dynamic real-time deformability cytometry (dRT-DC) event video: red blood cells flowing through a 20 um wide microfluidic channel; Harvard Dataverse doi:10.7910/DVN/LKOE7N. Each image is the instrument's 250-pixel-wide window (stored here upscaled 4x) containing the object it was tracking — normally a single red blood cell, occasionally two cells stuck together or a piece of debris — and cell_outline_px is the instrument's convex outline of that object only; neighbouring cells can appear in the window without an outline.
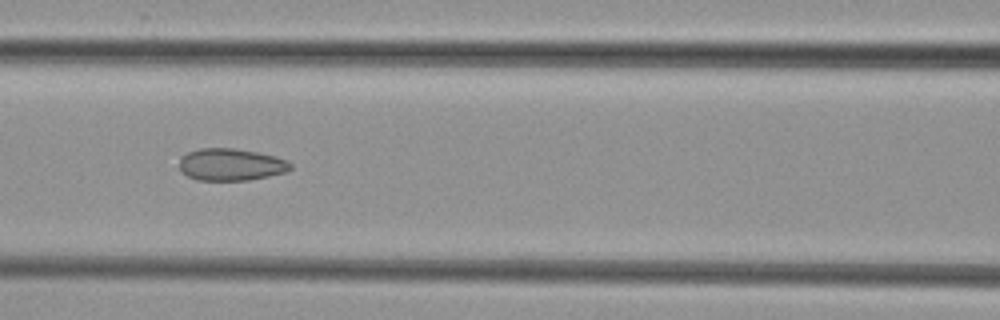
{"species": "common noctule bat (a hibernating species)", "species_latin": "Nyctalus noctula", "temperature_condition": "cold", "stored_images_in_passage": 7, "camera_frame_rate_fps": 3000, "um_per_image_px": 0.085, "animal": {"sex": "female", "body_mass_g": 29.2, "forearm_length_mm": 56.3}, "frame": {"image": 1, "passage_image": 6, "time_ms": 7.333, "image_size_px": [1000, 320], "cell_outline_px": [[292, 168], [284, 172], [268, 176], [248, 180], [196, 180], [180, 172], [180, 156], [188, 152], [200, 148], [232, 148], [256, 152], [276, 156], [288, 160], [292, 164]], "centroid_in_image_um": [19.61, 13.98], "position_along_channel_um": 147.0, "area_um2": 20.87}}
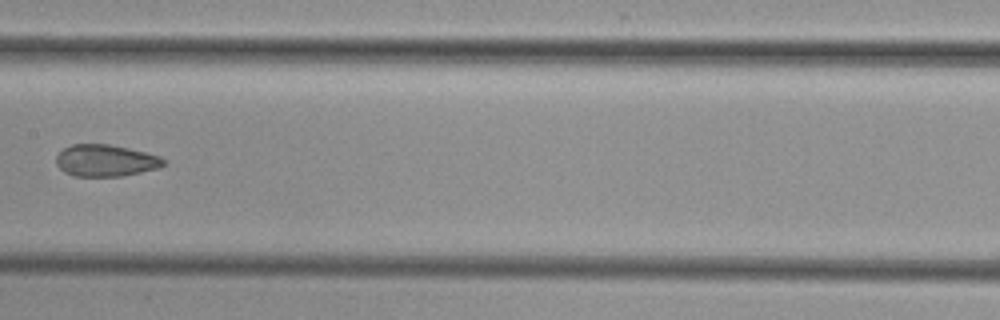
{"frame": {"image": 2, "passage_image": 7, "time_ms": 8.667, "image_size_px": [1000, 320], "cell_outline_px": [[164, 164], [160, 168], [120, 176], [72, 176], [64, 172], [56, 164], [56, 156], [64, 148], [72, 144], [108, 144], [128, 148], [160, 156], [164, 160]], "centroid_in_image_um": [8.95, 13.65], "position_along_channel_um": 198.4, "area_um2": 19.83}}